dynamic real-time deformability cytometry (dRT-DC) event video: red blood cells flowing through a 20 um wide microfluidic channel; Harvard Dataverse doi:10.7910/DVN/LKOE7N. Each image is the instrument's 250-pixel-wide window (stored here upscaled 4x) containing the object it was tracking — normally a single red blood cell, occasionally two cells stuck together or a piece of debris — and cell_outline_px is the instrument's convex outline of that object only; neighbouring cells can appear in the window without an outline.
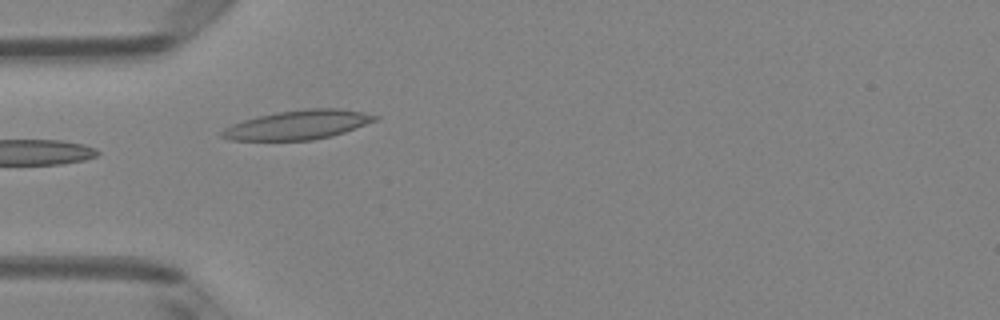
{"species": "Egyptian fruit bat (a non-hibernating species)", "species_latin": "Rousettus aegyptiacus", "temperature_condition": "room temperature", "stored_images_in_passage": 4, "camera_frame_rate_fps": 3000, "um_per_image_px": 0.085, "animal": {"sex": "female"}, "frame": {"image": 1, "passage_image": 4, "time_ms": 1.0, "image_size_px": [1000, 320], "cell_outline_px": [[380, 116], [376, 120], [344, 132], [332, 136], [312, 140], [232, 140], [220, 136], [220, 132], [224, 128], [232, 124], [244, 120], [260, 116], [280, 112], [304, 108], [336, 108], [360, 112]], "centroid_in_image_um": [25.31, 10.61], "position_along_channel_um": 59.7, "area_um2": 25.66}}